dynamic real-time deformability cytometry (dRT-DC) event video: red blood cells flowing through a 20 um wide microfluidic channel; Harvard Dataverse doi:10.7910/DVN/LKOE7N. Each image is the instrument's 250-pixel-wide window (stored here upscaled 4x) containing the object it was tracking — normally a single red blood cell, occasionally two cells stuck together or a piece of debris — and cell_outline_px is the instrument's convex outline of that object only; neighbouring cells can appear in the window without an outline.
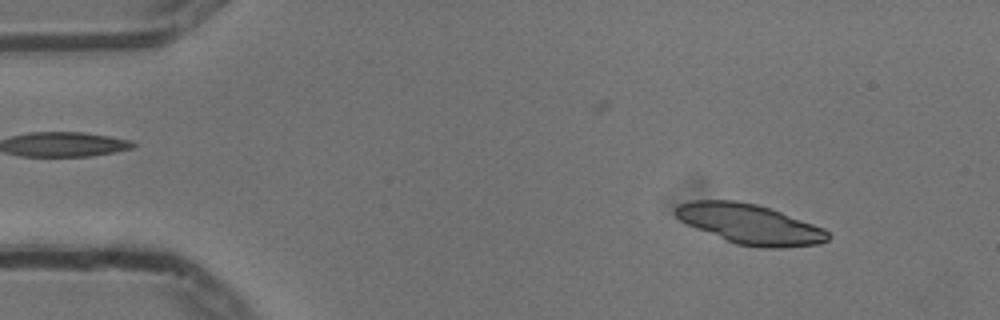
{"species": "common noctule bat (a hibernating species)", "species_latin": "Nyctalus noctula", "temperature_condition": "cold", "stored_images_in_passage": 54, "camera_frame_rate_fps": 3000, "um_per_image_px": 0.085, "animal": {"sex": "male", "body_mass_g": 13.3}, "frame": {"image": 1, "passage_image": 6, "time_ms": 1.667, "image_size_px": [1000, 320], "cell_outline_px": [[832, 236], [828, 240], [820, 244], [780, 248], [760, 248], [736, 244], [724, 240], [696, 228], [680, 220], [672, 212], [680, 204], [692, 200], [736, 200], [756, 204], [780, 212], [824, 228]], "centroid_in_image_um": [63.74, 19.06], "position_along_channel_um": 21.3, "area_um2": 35.43}}
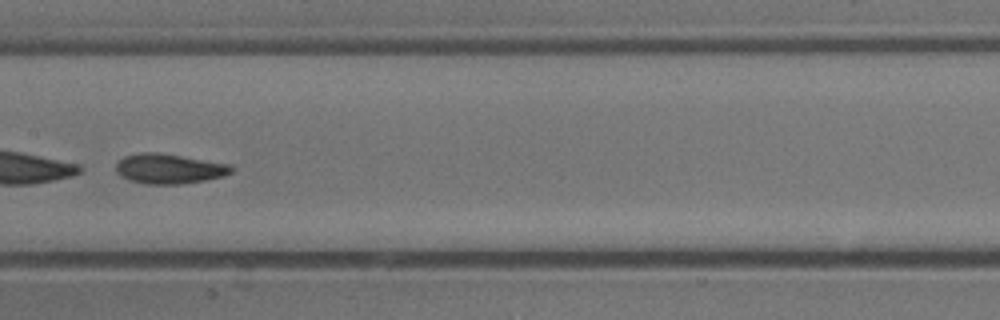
{"frame": {"image": 2, "passage_image": 27, "time_ms": 8.667, "image_size_px": [1000, 320], "cell_outline_px": [[232, 172], [224, 176], [204, 180], [180, 184], [148, 184], [128, 180], [120, 176], [116, 172], [116, 164], [124, 156], [140, 152], [156, 152], [232, 164]], "centroid_in_image_um": [14.36, 14.34], "position_along_channel_um": 193.0, "area_um2": 20.11}}
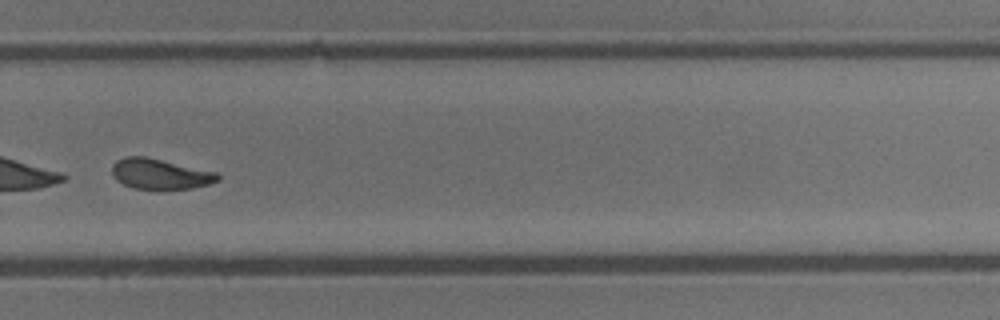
{"frame": {"image": 3, "passage_image": 37, "time_ms": 12.0, "image_size_px": [1000, 320], "cell_outline_px": [[220, 180], [208, 184], [192, 188], [164, 192], [132, 188], [116, 180], [112, 176], [112, 164], [116, 160], [124, 156], [144, 156], [220, 172]], "centroid_in_image_um": [13.62, 14.82], "position_along_channel_um": 316.2, "area_um2": 19.65}}